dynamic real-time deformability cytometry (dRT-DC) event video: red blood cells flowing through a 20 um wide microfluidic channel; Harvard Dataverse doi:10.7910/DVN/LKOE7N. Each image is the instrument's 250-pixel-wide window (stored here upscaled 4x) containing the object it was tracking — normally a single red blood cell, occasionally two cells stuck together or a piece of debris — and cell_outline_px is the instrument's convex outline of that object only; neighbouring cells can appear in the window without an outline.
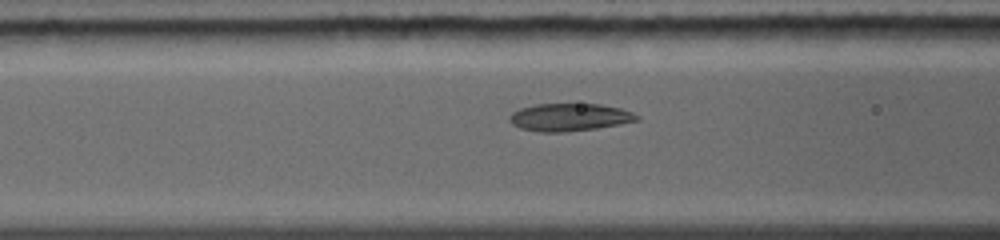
{"species": "common noctule bat (a hibernating species)", "species_latin": "Nyctalus noctula", "temperature_condition": "warm", "stored_images_in_passage": 23, "camera_frame_rate_fps": 5000, "um_per_image_px": 0.085, "animal": {"sex": "female", "body_mass_g": 19.0, "forearm_length_mm": 56.7}, "frame": {"image": 1, "passage_image": 4, "time_ms": 1.2, "image_size_px": [1000, 240], "cell_outline_px": [[640, 120], [620, 124], [596, 128], [564, 132], [540, 132], [520, 128], [512, 124], [508, 120], [508, 116], [512, 112], [520, 108], [536, 104], [600, 104], [620, 108], [632, 112], [640, 116]], "centroid_in_image_um": [48.39, 9.96], "position_along_channel_um": 118.2, "area_um2": 20.58}}
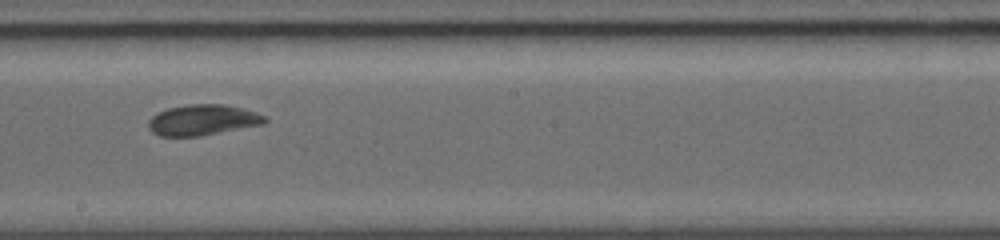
{"frame": {"image": 2, "passage_image": 9, "time_ms": 3.8, "image_size_px": [1000, 240], "cell_outline_px": [[268, 120], [264, 124], [196, 136], [160, 136], [152, 132], [148, 128], [148, 120], [152, 116], [168, 108], [192, 104], [224, 104], [256, 112], [268, 116]], "centroid_in_image_um": [17.24, 10.19], "position_along_channel_um": 231.0, "area_um2": 20.63}}
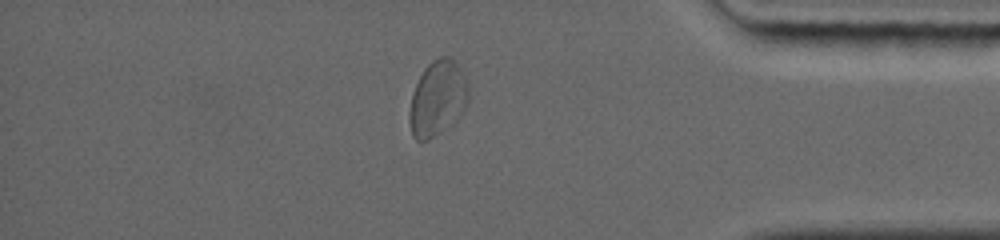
{"frame": {"image": 3, "passage_image": 18, "time_ms": 8.2, "image_size_px": [1000, 240], "cell_outline_px": [[468, 100], [460, 116], [452, 124], [428, 140], [416, 140], [412, 136], [408, 116], [408, 112], [412, 92], [424, 68], [432, 60], [440, 56], [452, 56], [460, 64], [468, 84]], "centroid_in_image_um": [37.19, 8.33], "position_along_channel_um": 398.0, "area_um2": 26.3}}